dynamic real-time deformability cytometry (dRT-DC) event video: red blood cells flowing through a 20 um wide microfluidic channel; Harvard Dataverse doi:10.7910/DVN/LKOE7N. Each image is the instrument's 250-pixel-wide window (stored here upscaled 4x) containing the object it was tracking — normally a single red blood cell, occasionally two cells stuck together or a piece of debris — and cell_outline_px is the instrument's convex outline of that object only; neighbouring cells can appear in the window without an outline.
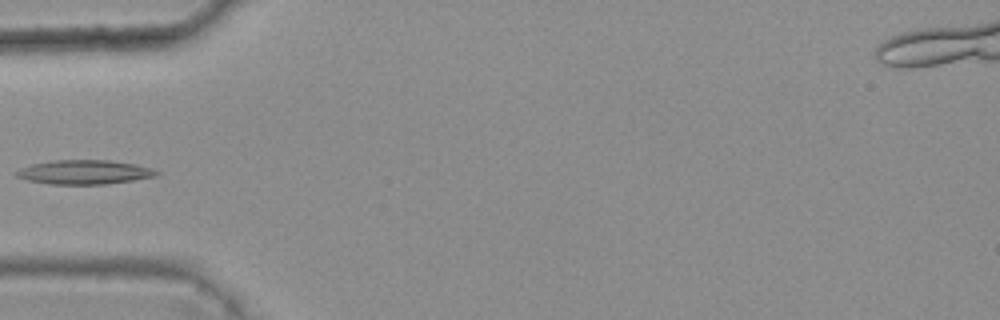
{"species": "common noctule bat (a hibernating species)", "species_latin": "Nyctalus noctula", "temperature_condition": "warm", "stored_images_in_passage": 6, "camera_frame_rate_fps": 3000, "um_per_image_px": 0.085, "animal": {"sex": "female", "body_mass_g": 25.1}, "frame": {"image": 1, "passage_image": 5, "time_ms": 1.333, "image_size_px": [1000, 320], "cell_outline_px": [[160, 172], [156, 176], [132, 180], [104, 184], [52, 184], [28, 180], [16, 176], [12, 172], [20, 168], [32, 164], [52, 160], [112, 160], [136, 164], [152, 168]], "centroid_in_image_um": [7.16, 14.62], "position_along_channel_um": 77.8, "area_um2": 19.77}}
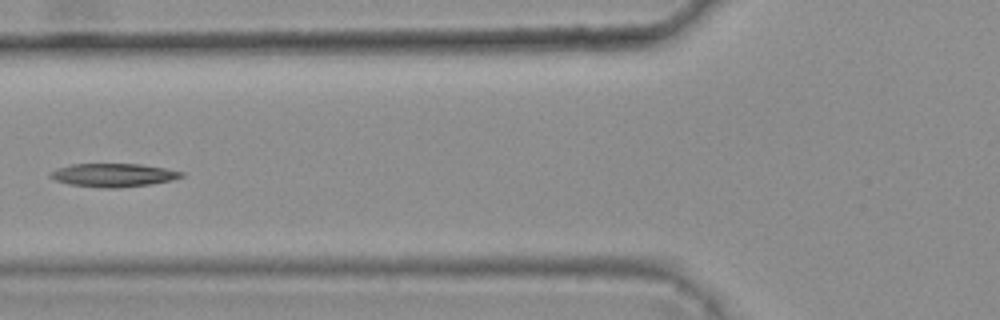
{"frame": {"image": 2, "passage_image": 6, "time_ms": 1.667, "image_size_px": [1000, 320], "cell_outline_px": [[184, 176], [172, 180], [148, 184], [116, 188], [104, 188], [68, 184], [56, 180], [48, 176], [48, 172], [56, 168], [72, 164], [140, 164], [164, 168], [184, 172]], "centroid_in_image_um": [9.59, 14.88], "position_along_channel_um": 116.2, "area_um2": 17.8}}